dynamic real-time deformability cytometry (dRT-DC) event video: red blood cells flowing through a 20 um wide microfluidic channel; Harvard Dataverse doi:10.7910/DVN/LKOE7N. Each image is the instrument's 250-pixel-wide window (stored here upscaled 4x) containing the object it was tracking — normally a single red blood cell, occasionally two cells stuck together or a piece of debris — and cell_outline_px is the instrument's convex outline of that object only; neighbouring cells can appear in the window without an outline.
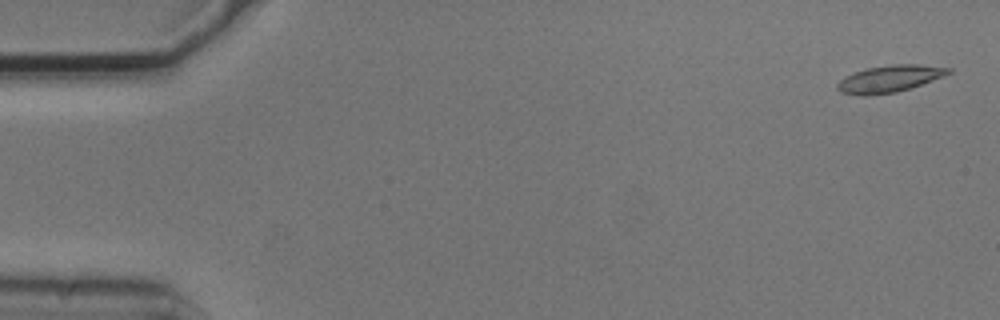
{"species": "common noctule bat (a hibernating species)", "species_latin": "Nyctalus noctula", "temperature_condition": "cold", "stored_images_in_passage": 5, "camera_frame_rate_fps": 3000, "um_per_image_px": 0.085, "animal": {"sex": "male", "body_mass_g": 20.5, "forearm_length_mm": 52.5}, "frame": {"image": 1, "passage_image": 1, "time_ms": 0.0, "image_size_px": [1000, 320], "cell_outline_px": [[952, 72], [944, 76], [896, 92], [868, 96], [860, 96], [840, 92], [836, 88], [836, 84], [844, 76], [868, 68], [892, 64], [920, 64], [952, 68]], "centroid_in_image_um": [75.59, 6.7], "position_along_channel_um": 9.4, "area_um2": 17.4}}
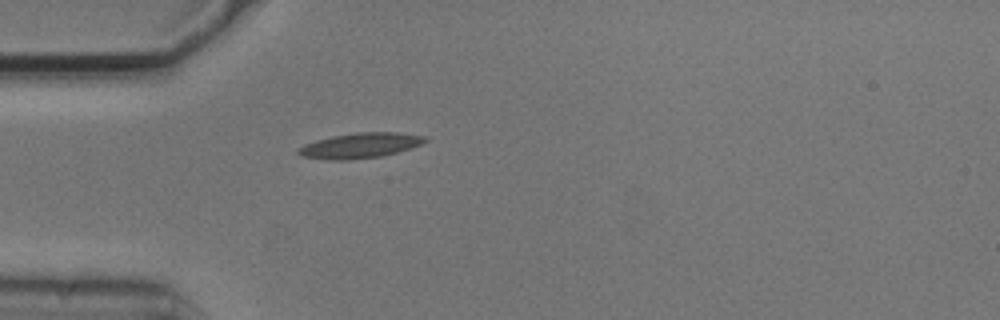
{"frame": {"image": 2, "passage_image": 5, "time_ms": 1.333, "image_size_px": [1000, 320], "cell_outline_px": [[428, 140], [420, 144], [396, 152], [380, 156], [348, 160], [324, 160], [300, 156], [296, 152], [296, 148], [304, 144], [316, 140], [332, 136], [356, 132], [396, 132], [428, 136]], "centroid_in_image_um": [30.54, 12.37], "position_along_channel_um": 54.5, "area_um2": 18.73}}